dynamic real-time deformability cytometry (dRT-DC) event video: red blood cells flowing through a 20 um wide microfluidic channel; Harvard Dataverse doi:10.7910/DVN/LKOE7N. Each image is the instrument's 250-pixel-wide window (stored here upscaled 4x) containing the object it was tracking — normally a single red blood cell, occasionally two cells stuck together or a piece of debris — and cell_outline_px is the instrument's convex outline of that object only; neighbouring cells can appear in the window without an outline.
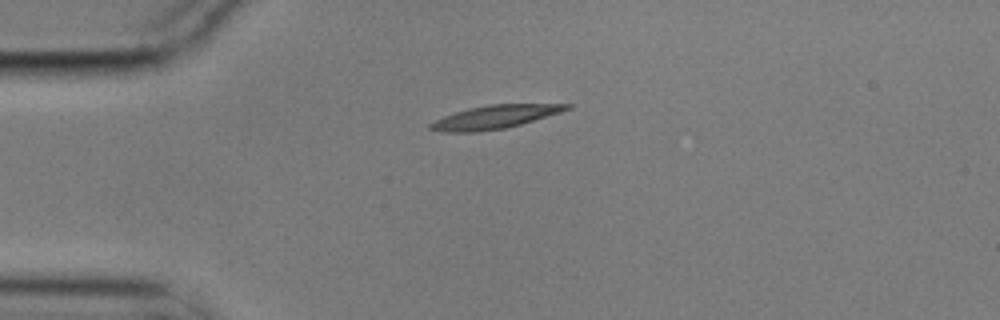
{"species": "common noctule bat (a hibernating species)", "species_latin": "Nyctalus noctula", "temperature_condition": "cold", "stored_images_in_passage": 2, "camera_frame_rate_fps": 3000, "um_per_image_px": 0.085, "animal": {"sex": "male", "body_mass_g": 17.9}, "frame": {"image": 1, "passage_image": 1, "time_ms": 0.0, "image_size_px": [1000, 320], "cell_outline_px": [[572, 108], [560, 112], [520, 124], [504, 128], [476, 132], [444, 132], [428, 128], [428, 124], [444, 116], [468, 108], [488, 104], [572, 104]], "centroid_in_image_um": [42.03, 9.94], "position_along_channel_um": 43.0, "area_um2": 18.32}}